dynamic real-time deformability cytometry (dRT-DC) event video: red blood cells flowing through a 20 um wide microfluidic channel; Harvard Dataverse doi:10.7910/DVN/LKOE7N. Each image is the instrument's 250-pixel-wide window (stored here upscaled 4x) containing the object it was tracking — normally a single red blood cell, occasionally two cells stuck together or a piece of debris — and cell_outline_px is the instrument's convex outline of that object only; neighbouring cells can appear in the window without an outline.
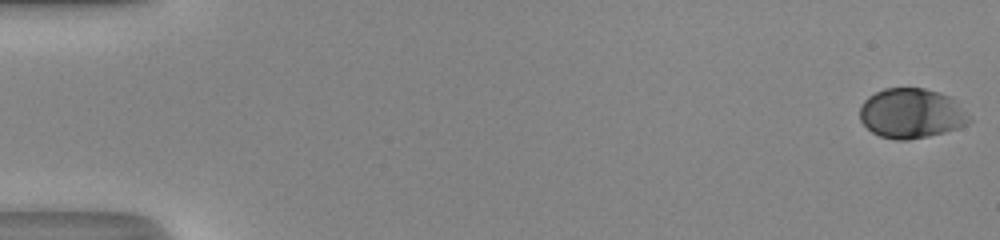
{"species": "human", "species_latin": "Homo sapiens", "temperature_condition": "room temperature", "stored_images_in_passage": 51, "camera_frame_rate_fps": 3000, "um_per_image_px": 0.085, "donor": {"sex": "male"}, "frame": {"image": 1, "passage_image": 1, "time_ms": 0.0, "image_size_px": [1000, 240], "cell_outline_px": [[972, 120], [968, 124], [944, 132], [928, 136], [908, 140], [896, 140], [880, 136], [872, 132], [860, 120], [860, 104], [868, 96], [884, 88], [924, 88], [940, 92], [948, 96]], "centroid_in_image_um": [77.41, 9.64], "position_along_channel_um": 7.6, "area_um2": 31.5}}
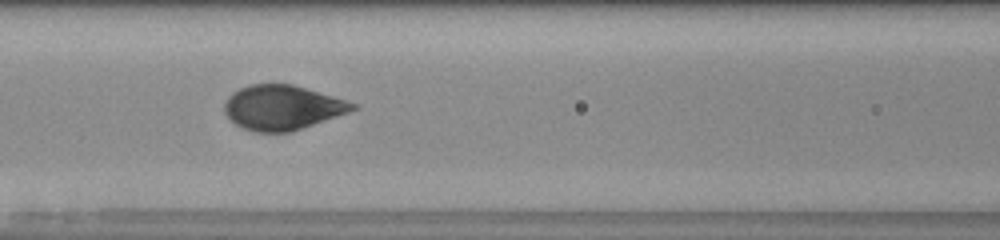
{"frame": {"image": 2, "passage_image": 24, "time_ms": 7.667, "image_size_px": [1000, 240], "cell_outline_px": [[360, 108], [292, 132], [256, 132], [244, 128], [236, 124], [224, 112], [224, 104], [228, 96], [232, 92], [248, 84], [292, 84], [360, 104]], "centroid_in_image_um": [24.02, 9.13], "position_along_channel_um": 142.6, "area_um2": 33.41}}
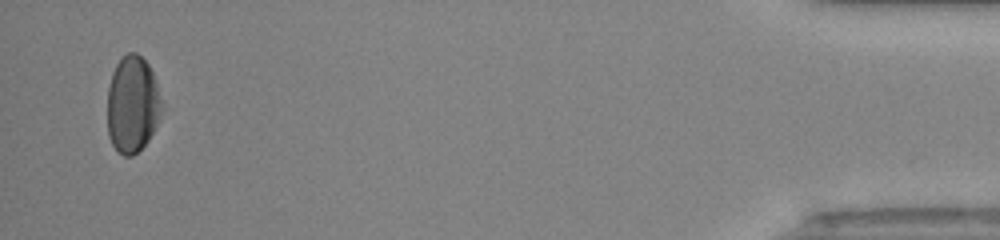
{"frame": {"image": 3, "passage_image": 50, "time_ms": 16.333, "image_size_px": [1000, 240], "cell_outline_px": [[164, 108], [156, 128], [148, 140], [132, 156], [124, 156], [116, 152], [108, 136], [108, 88], [112, 72], [120, 56], [128, 52], [136, 52], [148, 64], [152, 72]], "centroid_in_image_um": [11.26, 8.88], "position_along_channel_um": 423.9, "area_um2": 30.98}, "authors_computed_cell_mechanics": {"area_um2": 32.4836, "velocity_mm_per_s": 4.1923, "shape_relaxation_time_tau1_ms": 2.5612, "shape_relaxation_time_tau2_ms": null, "deformation_change_tau1": 0.1421, "deformation_change_tau2": null}}